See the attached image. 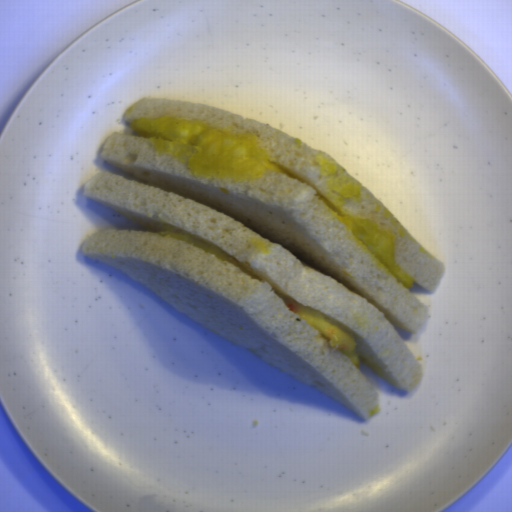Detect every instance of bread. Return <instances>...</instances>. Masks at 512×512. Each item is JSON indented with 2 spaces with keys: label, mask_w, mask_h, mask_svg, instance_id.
Wrapping results in <instances>:
<instances>
[{
  "label": "bread",
  "mask_w": 512,
  "mask_h": 512,
  "mask_svg": "<svg viewBox=\"0 0 512 512\" xmlns=\"http://www.w3.org/2000/svg\"><path fill=\"white\" fill-rule=\"evenodd\" d=\"M160 118L197 119L250 133L284 173L269 171L247 183L199 177L138 133L115 132L100 158L124 171H100L83 193L137 227L99 228L84 240L83 254L362 419L381 412L378 392L361 367L288 302L349 334L358 358L399 390L417 389L424 371L396 328L416 334L430 312L342 218L373 220L387 230L411 286L435 292L444 264L325 152L208 104L145 98L125 113L130 126L134 119ZM159 231L218 248L261 278Z\"/></svg>",
  "instance_id": "8d2b1439"
}]
</instances>
